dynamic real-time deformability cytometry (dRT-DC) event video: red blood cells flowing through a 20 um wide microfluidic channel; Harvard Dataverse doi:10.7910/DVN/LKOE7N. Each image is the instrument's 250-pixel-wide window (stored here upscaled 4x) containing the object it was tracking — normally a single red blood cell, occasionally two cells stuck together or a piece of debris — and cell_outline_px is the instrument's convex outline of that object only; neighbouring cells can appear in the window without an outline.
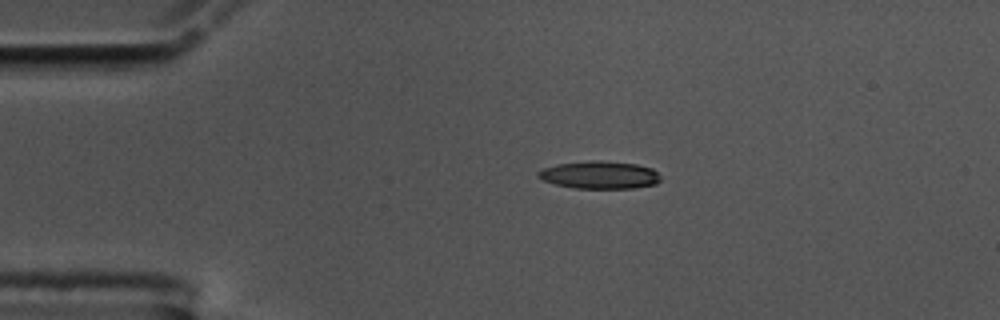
{"species": "common noctule bat (a hibernating species)", "species_latin": "Nyctalus noctula", "temperature_condition": "cold", "stored_images_in_passage": 46, "camera_frame_rate_fps": 3000, "um_per_image_px": 0.085, "animal": {"sex": "male", "body_mass_g": 17.5, "forearm_length_mm": 52.3}, "frame": {"image": 1, "passage_image": 1, "time_ms": 0.0, "image_size_px": [1000, 320], "cell_outline_px": [[660, 180], [656, 184], [632, 188], [576, 188], [556, 184], [544, 180], [536, 176], [536, 172], [544, 168], [556, 164], [592, 160], [600, 160], [636, 164], [652, 168], [660, 176]], "centroid_in_image_um": [50.96, 14.86], "position_along_channel_um": 34.0, "area_um2": 19.65}}
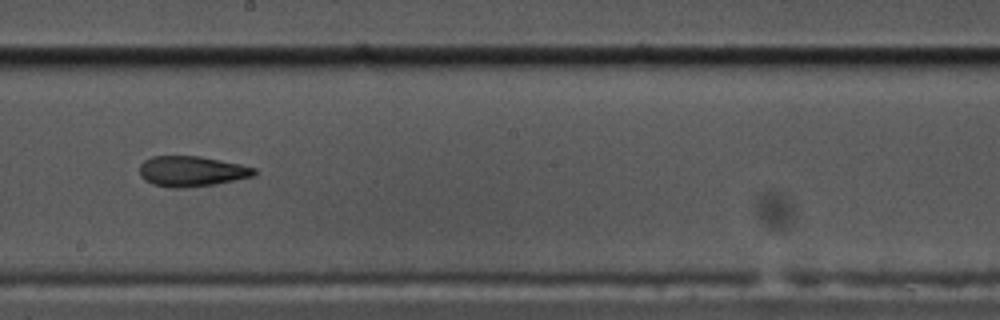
{"frame": {"image": 2, "passage_image": 21, "time_ms": 6.667, "image_size_px": [1000, 320], "cell_outline_px": [[256, 176], [212, 184], [180, 188], [172, 188], [152, 184], [144, 180], [140, 176], [140, 164], [144, 160], [152, 156], [200, 156], [240, 164], [256, 168]], "centroid_in_image_um": [16.27, 14.55], "position_along_channel_um": 231.9, "area_um2": 20.29}}
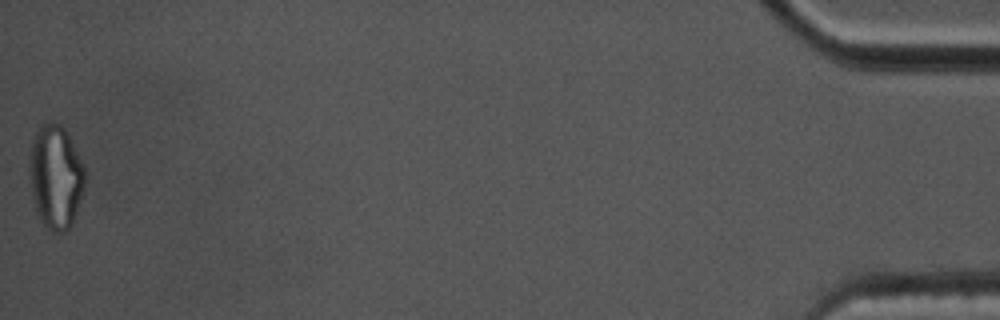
{"frame": {"image": 3, "passage_image": 46, "time_ms": 15.0, "image_size_px": [1000, 320], "cell_outline_px": [[84, 192], [72, 224], [64, 232], [52, 232], [40, 220], [36, 212], [32, 192], [28, 168], [28, 160], [32, 140], [40, 124], [60, 124], [64, 128], [84, 168]], "centroid_in_image_um": [4.71, 15.06], "position_along_channel_um": 430.5, "area_um2": 33.29}, "authors_computed_cell_mechanics": {"area_um2": 20.4323, "velocity_mm_per_s": 3.5555, "shape_relaxation_time_tau1_ms": null, "shape_relaxation_time_tau2_ms": 4.136, "deformation_change_tau1": null, "deformation_change_tau2": 0.1321}}